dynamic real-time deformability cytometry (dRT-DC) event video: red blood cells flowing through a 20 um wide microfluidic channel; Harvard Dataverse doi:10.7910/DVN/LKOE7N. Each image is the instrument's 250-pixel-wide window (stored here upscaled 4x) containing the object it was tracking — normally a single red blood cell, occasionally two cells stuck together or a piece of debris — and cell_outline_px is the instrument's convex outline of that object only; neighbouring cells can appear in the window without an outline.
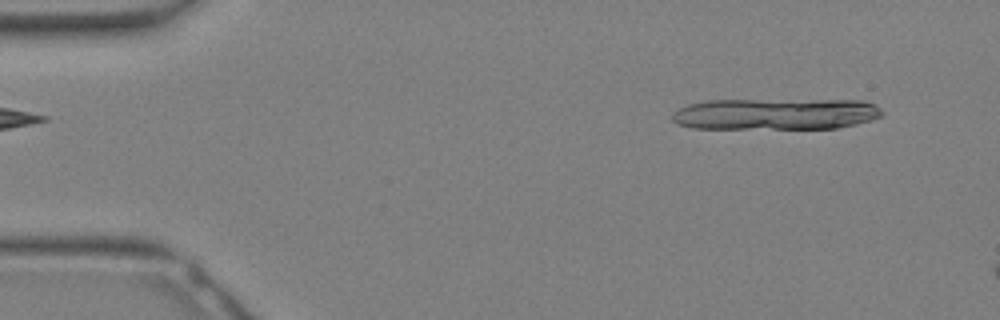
{"species": "Egyptian fruit bat (a non-hibernating species)", "species_latin": "Rousettus aegyptiacus", "temperature_condition": "warm", "stored_images_in_passage": 7, "camera_frame_rate_fps": 3000, "um_per_image_px": 0.085, "animal": {"sex": "female"}, "frame": {"image": 1, "passage_image": 2, "time_ms": 0.333, "image_size_px": [1000, 320], "cell_outline_px": [[884, 112], [880, 116], [872, 120], [856, 124], [836, 128], [692, 128], [676, 124], [672, 120], [672, 112], [688, 104], [708, 100], [864, 100], [876, 104]], "centroid_in_image_um": [65.94, 9.68], "position_along_channel_um": 19.1, "area_um2": 38.67}}